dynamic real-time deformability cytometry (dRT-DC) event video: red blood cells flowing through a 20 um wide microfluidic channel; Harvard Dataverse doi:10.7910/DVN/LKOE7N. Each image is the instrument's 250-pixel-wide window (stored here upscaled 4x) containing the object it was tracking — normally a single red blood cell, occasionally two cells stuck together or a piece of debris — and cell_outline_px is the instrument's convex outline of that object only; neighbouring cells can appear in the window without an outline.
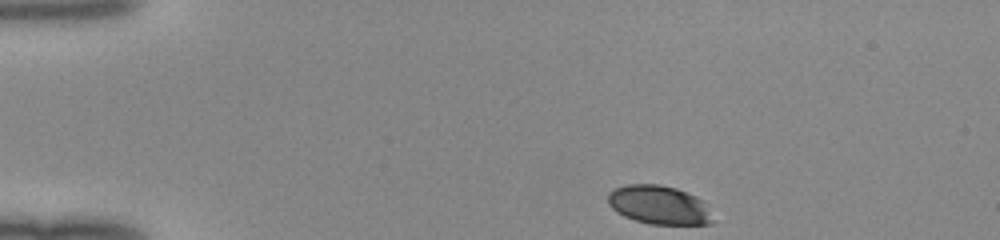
{"species": "human", "species_latin": "Homo sapiens", "temperature_condition": "room temperature", "stored_images_in_passage": 42, "camera_frame_rate_fps": 3000, "um_per_image_px": 0.085, "donor": {"sex": "female"}, "frame": {"image": 1, "passage_image": 1, "time_ms": 0.0, "image_size_px": [1000, 240], "cell_outline_px": [[712, 224], [652, 224], [636, 220], [624, 216], [616, 212], [608, 204], [608, 192], [624, 184], [660, 184], [676, 188], [696, 196], [704, 200], [712, 220]], "centroid_in_image_um": [55.99, 17.4], "position_along_channel_um": 29.0, "area_um2": 23.64}}
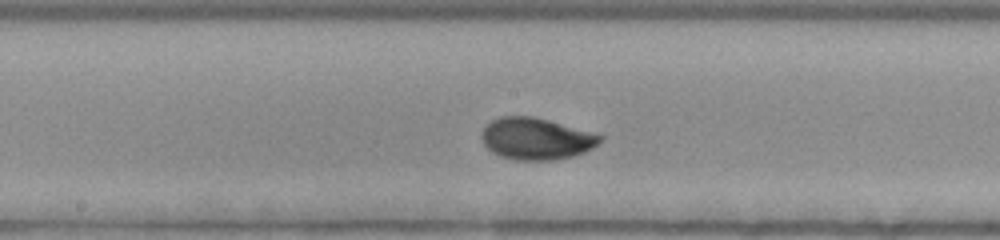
{"frame": {"image": 2, "passage_image": 19, "time_ms": 6.0, "image_size_px": [1000, 240], "cell_outline_px": [[604, 140], [592, 148], [584, 152], [572, 156], [556, 160], [516, 160], [500, 156], [492, 152], [484, 144], [480, 136], [484, 124], [500, 116], [532, 116], [600, 132], [604, 136]], "centroid_in_image_um": [45.63, 11.77], "position_along_channel_um": 202.6, "area_um2": 29.54}}
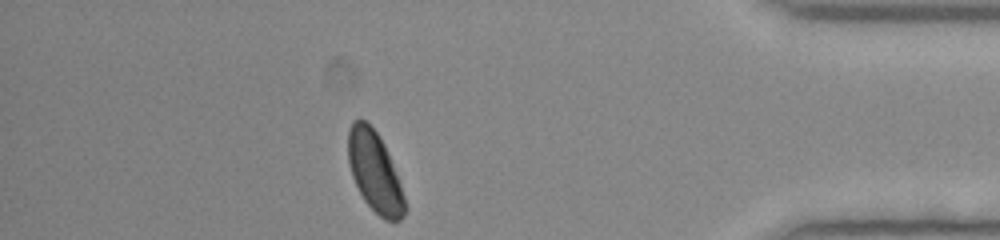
{"frame": {"image": 3, "passage_image": 36, "time_ms": 11.667, "image_size_px": [1000, 240], "cell_outline_px": [[408, 208], [404, 216], [400, 220], [384, 220], [364, 200], [352, 176], [348, 160], [348, 132], [352, 120], [364, 120], [376, 132], [384, 144], [400, 184]], "centroid_in_image_um": [31.85, 14.63], "position_along_channel_um": 403.3, "area_um2": 26.13}}